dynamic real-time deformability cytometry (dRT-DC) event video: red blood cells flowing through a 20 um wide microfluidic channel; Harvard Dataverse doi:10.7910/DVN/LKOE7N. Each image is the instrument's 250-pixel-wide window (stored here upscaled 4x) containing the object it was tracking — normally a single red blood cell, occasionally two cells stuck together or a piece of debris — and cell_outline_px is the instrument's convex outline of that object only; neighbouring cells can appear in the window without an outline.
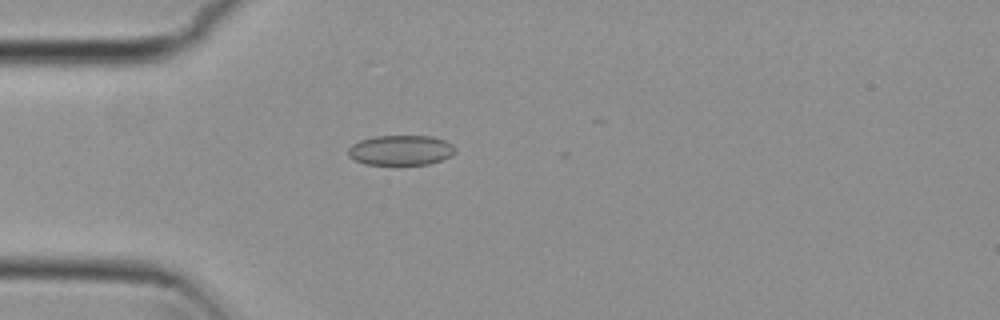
{"species": "common noctule bat (a hibernating species)", "species_latin": "Nyctalus noctula", "temperature_condition": "cold", "stored_images_in_passage": 3, "camera_frame_rate_fps": 3000, "um_per_image_px": 0.085, "animal": {"sex": "female", "body_mass_g": 29.2, "forearm_length_mm": 56.3}, "frame": {"image": 1, "passage_image": 2, "time_ms": 0.333, "image_size_px": [1000, 320], "cell_outline_px": [[456, 152], [452, 156], [428, 164], [364, 164], [348, 156], [348, 148], [352, 144], [360, 140], [376, 136], [432, 136], [444, 140], [452, 144], [456, 148]], "centroid_in_image_um": [34.08, 12.76], "position_along_channel_um": 50.9, "area_um2": 18.73}}